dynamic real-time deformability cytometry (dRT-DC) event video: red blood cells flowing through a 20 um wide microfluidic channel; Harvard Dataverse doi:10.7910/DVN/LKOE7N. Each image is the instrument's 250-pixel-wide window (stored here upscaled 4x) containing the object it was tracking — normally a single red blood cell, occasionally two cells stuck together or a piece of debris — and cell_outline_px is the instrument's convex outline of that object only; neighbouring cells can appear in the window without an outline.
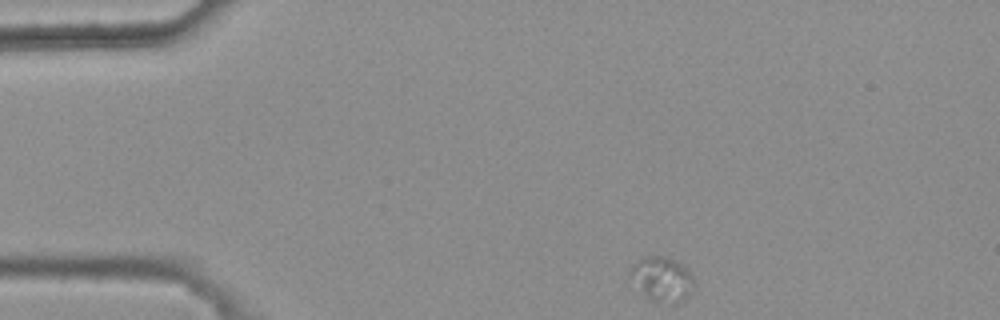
{"species": "common noctule bat (a hibernating species)", "species_latin": "Nyctalus noctula", "temperature_condition": "warm", "stored_images_in_passage": 3, "camera_frame_rate_fps": 3000, "um_per_image_px": 0.085, "animal": {"sex": "female", "body_mass_g": 25.1}, "frame": {"image": 1, "passage_image": 1, "time_ms": 0.0, "image_size_px": [1000, 320], "cell_outline_px": [[696, 288], [684, 300], [676, 304], [656, 304], [644, 296], [628, 276], [636, 260], [644, 256], [664, 256], [680, 264], [692, 272], [696, 284]], "centroid_in_image_um": [56.3, 23.78], "position_along_channel_um": 28.7, "area_um2": 17.22}}